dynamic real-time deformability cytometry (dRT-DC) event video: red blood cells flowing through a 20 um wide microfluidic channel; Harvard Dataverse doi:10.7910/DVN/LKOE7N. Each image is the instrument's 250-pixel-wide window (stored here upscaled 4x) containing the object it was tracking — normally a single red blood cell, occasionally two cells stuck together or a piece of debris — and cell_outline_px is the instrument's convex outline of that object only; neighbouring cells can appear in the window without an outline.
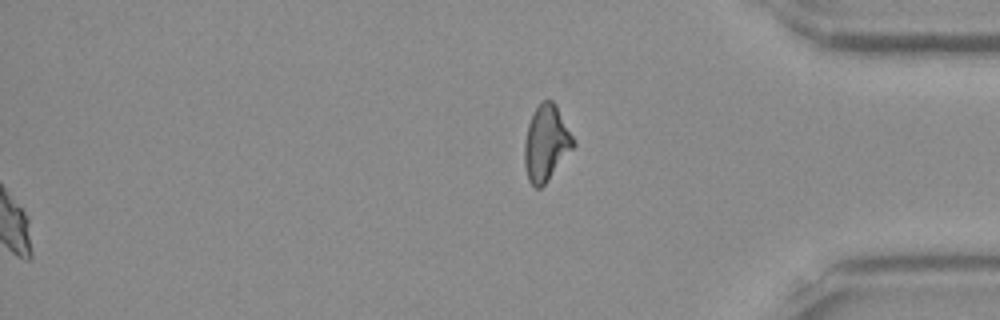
{"species": "Egyptian fruit bat (a non-hibernating species)", "species_latin": "Rousettus aegyptiacus", "temperature_condition": "room temperature", "stored_images_in_passage": 46, "segment_of_instrument_passage": [2, 2], "camera_frame_rate_fps": 3000, "um_per_image_px": 0.085, "frame": {"image": 1, "passage_image": 46, "time_ms": 15.0, "image_size_px": [1000, 320], "cell_outline_px": [[576, 144], [544, 184], [540, 188], [536, 188], [528, 180], [524, 164], [524, 144], [528, 124], [536, 108], [544, 100], [552, 100], [556, 104]], "centroid_in_image_um": [46.4, 12.17], "position_along_channel_um": 388.8, "area_um2": 21.1}}